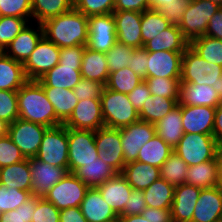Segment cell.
<instances>
[{
	"instance_id": "cell-16",
	"label": "cell",
	"mask_w": 222,
	"mask_h": 222,
	"mask_svg": "<svg viewBox=\"0 0 222 222\" xmlns=\"http://www.w3.org/2000/svg\"><path fill=\"white\" fill-rule=\"evenodd\" d=\"M29 165L32 178L31 195L38 197H44L69 172L65 168L50 165L36 158H29Z\"/></svg>"
},
{
	"instance_id": "cell-55",
	"label": "cell",
	"mask_w": 222,
	"mask_h": 222,
	"mask_svg": "<svg viewBox=\"0 0 222 222\" xmlns=\"http://www.w3.org/2000/svg\"><path fill=\"white\" fill-rule=\"evenodd\" d=\"M190 2L191 0H174L172 3L162 6L159 11L171 25L179 27Z\"/></svg>"
},
{
	"instance_id": "cell-11",
	"label": "cell",
	"mask_w": 222,
	"mask_h": 222,
	"mask_svg": "<svg viewBox=\"0 0 222 222\" xmlns=\"http://www.w3.org/2000/svg\"><path fill=\"white\" fill-rule=\"evenodd\" d=\"M60 48L43 36L23 63L27 80H38L59 63Z\"/></svg>"
},
{
	"instance_id": "cell-37",
	"label": "cell",
	"mask_w": 222,
	"mask_h": 222,
	"mask_svg": "<svg viewBox=\"0 0 222 222\" xmlns=\"http://www.w3.org/2000/svg\"><path fill=\"white\" fill-rule=\"evenodd\" d=\"M174 151L157 134L139 150L137 161L161 167Z\"/></svg>"
},
{
	"instance_id": "cell-10",
	"label": "cell",
	"mask_w": 222,
	"mask_h": 222,
	"mask_svg": "<svg viewBox=\"0 0 222 222\" xmlns=\"http://www.w3.org/2000/svg\"><path fill=\"white\" fill-rule=\"evenodd\" d=\"M47 128L18 118L9 124L8 136L26 159L35 158Z\"/></svg>"
},
{
	"instance_id": "cell-49",
	"label": "cell",
	"mask_w": 222,
	"mask_h": 222,
	"mask_svg": "<svg viewBox=\"0 0 222 222\" xmlns=\"http://www.w3.org/2000/svg\"><path fill=\"white\" fill-rule=\"evenodd\" d=\"M39 198L38 196L32 195L17 209L0 214V222H32L36 202Z\"/></svg>"
},
{
	"instance_id": "cell-66",
	"label": "cell",
	"mask_w": 222,
	"mask_h": 222,
	"mask_svg": "<svg viewBox=\"0 0 222 222\" xmlns=\"http://www.w3.org/2000/svg\"><path fill=\"white\" fill-rule=\"evenodd\" d=\"M117 222H150L146 220L141 214L139 215H129L124 217H118Z\"/></svg>"
},
{
	"instance_id": "cell-5",
	"label": "cell",
	"mask_w": 222,
	"mask_h": 222,
	"mask_svg": "<svg viewBox=\"0 0 222 222\" xmlns=\"http://www.w3.org/2000/svg\"><path fill=\"white\" fill-rule=\"evenodd\" d=\"M221 75V65L208 63L190 46L183 53L180 83L204 84L215 87Z\"/></svg>"
},
{
	"instance_id": "cell-33",
	"label": "cell",
	"mask_w": 222,
	"mask_h": 222,
	"mask_svg": "<svg viewBox=\"0 0 222 222\" xmlns=\"http://www.w3.org/2000/svg\"><path fill=\"white\" fill-rule=\"evenodd\" d=\"M27 81L23 63L3 52L0 55V90L18 91Z\"/></svg>"
},
{
	"instance_id": "cell-57",
	"label": "cell",
	"mask_w": 222,
	"mask_h": 222,
	"mask_svg": "<svg viewBox=\"0 0 222 222\" xmlns=\"http://www.w3.org/2000/svg\"><path fill=\"white\" fill-rule=\"evenodd\" d=\"M85 47L83 45H75L60 48L59 64L81 66Z\"/></svg>"
},
{
	"instance_id": "cell-3",
	"label": "cell",
	"mask_w": 222,
	"mask_h": 222,
	"mask_svg": "<svg viewBox=\"0 0 222 222\" xmlns=\"http://www.w3.org/2000/svg\"><path fill=\"white\" fill-rule=\"evenodd\" d=\"M100 99L106 127L122 128L140 120L139 112L128 99V94L104 87Z\"/></svg>"
},
{
	"instance_id": "cell-60",
	"label": "cell",
	"mask_w": 222,
	"mask_h": 222,
	"mask_svg": "<svg viewBox=\"0 0 222 222\" xmlns=\"http://www.w3.org/2000/svg\"><path fill=\"white\" fill-rule=\"evenodd\" d=\"M149 9L147 0H115L114 11H138Z\"/></svg>"
},
{
	"instance_id": "cell-22",
	"label": "cell",
	"mask_w": 222,
	"mask_h": 222,
	"mask_svg": "<svg viewBox=\"0 0 222 222\" xmlns=\"http://www.w3.org/2000/svg\"><path fill=\"white\" fill-rule=\"evenodd\" d=\"M96 188L117 215L124 210L133 189L121 173H117Z\"/></svg>"
},
{
	"instance_id": "cell-18",
	"label": "cell",
	"mask_w": 222,
	"mask_h": 222,
	"mask_svg": "<svg viewBox=\"0 0 222 222\" xmlns=\"http://www.w3.org/2000/svg\"><path fill=\"white\" fill-rule=\"evenodd\" d=\"M180 109L184 133L213 135L216 108L180 105Z\"/></svg>"
},
{
	"instance_id": "cell-15",
	"label": "cell",
	"mask_w": 222,
	"mask_h": 222,
	"mask_svg": "<svg viewBox=\"0 0 222 222\" xmlns=\"http://www.w3.org/2000/svg\"><path fill=\"white\" fill-rule=\"evenodd\" d=\"M64 125L67 128L91 131H96L105 126L102 117L101 99L91 98L78 101Z\"/></svg>"
},
{
	"instance_id": "cell-21",
	"label": "cell",
	"mask_w": 222,
	"mask_h": 222,
	"mask_svg": "<svg viewBox=\"0 0 222 222\" xmlns=\"http://www.w3.org/2000/svg\"><path fill=\"white\" fill-rule=\"evenodd\" d=\"M192 222H222V190L218 186L201 189Z\"/></svg>"
},
{
	"instance_id": "cell-13",
	"label": "cell",
	"mask_w": 222,
	"mask_h": 222,
	"mask_svg": "<svg viewBox=\"0 0 222 222\" xmlns=\"http://www.w3.org/2000/svg\"><path fill=\"white\" fill-rule=\"evenodd\" d=\"M88 42L93 51L108 52L117 42L116 22L112 13L88 17Z\"/></svg>"
},
{
	"instance_id": "cell-8",
	"label": "cell",
	"mask_w": 222,
	"mask_h": 222,
	"mask_svg": "<svg viewBox=\"0 0 222 222\" xmlns=\"http://www.w3.org/2000/svg\"><path fill=\"white\" fill-rule=\"evenodd\" d=\"M69 172L98 158L95 131L67 128Z\"/></svg>"
},
{
	"instance_id": "cell-23",
	"label": "cell",
	"mask_w": 222,
	"mask_h": 222,
	"mask_svg": "<svg viewBox=\"0 0 222 222\" xmlns=\"http://www.w3.org/2000/svg\"><path fill=\"white\" fill-rule=\"evenodd\" d=\"M80 209L87 222H117L118 215L104 201L96 187H90L81 202Z\"/></svg>"
},
{
	"instance_id": "cell-27",
	"label": "cell",
	"mask_w": 222,
	"mask_h": 222,
	"mask_svg": "<svg viewBox=\"0 0 222 222\" xmlns=\"http://www.w3.org/2000/svg\"><path fill=\"white\" fill-rule=\"evenodd\" d=\"M189 46V41L183 36L179 27L171 25L155 36V38L146 42L143 47L147 52H185Z\"/></svg>"
},
{
	"instance_id": "cell-34",
	"label": "cell",
	"mask_w": 222,
	"mask_h": 222,
	"mask_svg": "<svg viewBox=\"0 0 222 222\" xmlns=\"http://www.w3.org/2000/svg\"><path fill=\"white\" fill-rule=\"evenodd\" d=\"M73 174L89 188H94L115 176L117 172L105 161L97 158L90 163H86L85 166L78 167Z\"/></svg>"
},
{
	"instance_id": "cell-4",
	"label": "cell",
	"mask_w": 222,
	"mask_h": 222,
	"mask_svg": "<svg viewBox=\"0 0 222 222\" xmlns=\"http://www.w3.org/2000/svg\"><path fill=\"white\" fill-rule=\"evenodd\" d=\"M218 148V143L213 135L184 133L174 148V152L188 166H193L216 158Z\"/></svg>"
},
{
	"instance_id": "cell-20",
	"label": "cell",
	"mask_w": 222,
	"mask_h": 222,
	"mask_svg": "<svg viewBox=\"0 0 222 222\" xmlns=\"http://www.w3.org/2000/svg\"><path fill=\"white\" fill-rule=\"evenodd\" d=\"M200 193L201 188L186 183L174 188L171 206L172 222H192Z\"/></svg>"
},
{
	"instance_id": "cell-9",
	"label": "cell",
	"mask_w": 222,
	"mask_h": 222,
	"mask_svg": "<svg viewBox=\"0 0 222 222\" xmlns=\"http://www.w3.org/2000/svg\"><path fill=\"white\" fill-rule=\"evenodd\" d=\"M89 187L73 173L68 172L43 197L60 211L71 207H80Z\"/></svg>"
},
{
	"instance_id": "cell-53",
	"label": "cell",
	"mask_w": 222,
	"mask_h": 222,
	"mask_svg": "<svg viewBox=\"0 0 222 222\" xmlns=\"http://www.w3.org/2000/svg\"><path fill=\"white\" fill-rule=\"evenodd\" d=\"M32 222H60V210L51 202L40 197L36 202Z\"/></svg>"
},
{
	"instance_id": "cell-42",
	"label": "cell",
	"mask_w": 222,
	"mask_h": 222,
	"mask_svg": "<svg viewBox=\"0 0 222 222\" xmlns=\"http://www.w3.org/2000/svg\"><path fill=\"white\" fill-rule=\"evenodd\" d=\"M188 168L187 163L173 151L160 167V178H163L174 187L179 186L186 183Z\"/></svg>"
},
{
	"instance_id": "cell-14",
	"label": "cell",
	"mask_w": 222,
	"mask_h": 222,
	"mask_svg": "<svg viewBox=\"0 0 222 222\" xmlns=\"http://www.w3.org/2000/svg\"><path fill=\"white\" fill-rule=\"evenodd\" d=\"M125 164L137 161L139 150L156 134L155 125L139 120L119 128Z\"/></svg>"
},
{
	"instance_id": "cell-50",
	"label": "cell",
	"mask_w": 222,
	"mask_h": 222,
	"mask_svg": "<svg viewBox=\"0 0 222 222\" xmlns=\"http://www.w3.org/2000/svg\"><path fill=\"white\" fill-rule=\"evenodd\" d=\"M0 16L19 17L28 21L32 18V0H0Z\"/></svg>"
},
{
	"instance_id": "cell-26",
	"label": "cell",
	"mask_w": 222,
	"mask_h": 222,
	"mask_svg": "<svg viewBox=\"0 0 222 222\" xmlns=\"http://www.w3.org/2000/svg\"><path fill=\"white\" fill-rule=\"evenodd\" d=\"M80 70L81 66H69L58 63L36 81L42 87L74 89L82 79Z\"/></svg>"
},
{
	"instance_id": "cell-67",
	"label": "cell",
	"mask_w": 222,
	"mask_h": 222,
	"mask_svg": "<svg viewBox=\"0 0 222 222\" xmlns=\"http://www.w3.org/2000/svg\"><path fill=\"white\" fill-rule=\"evenodd\" d=\"M149 4V9L159 10L162 6L172 3L174 0H147Z\"/></svg>"
},
{
	"instance_id": "cell-58",
	"label": "cell",
	"mask_w": 222,
	"mask_h": 222,
	"mask_svg": "<svg viewBox=\"0 0 222 222\" xmlns=\"http://www.w3.org/2000/svg\"><path fill=\"white\" fill-rule=\"evenodd\" d=\"M148 52L144 47L134 48L133 59H130L129 68L142 80L147 77Z\"/></svg>"
},
{
	"instance_id": "cell-32",
	"label": "cell",
	"mask_w": 222,
	"mask_h": 222,
	"mask_svg": "<svg viewBox=\"0 0 222 222\" xmlns=\"http://www.w3.org/2000/svg\"><path fill=\"white\" fill-rule=\"evenodd\" d=\"M182 124V114L178 104L155 124L156 134L174 149L184 135Z\"/></svg>"
},
{
	"instance_id": "cell-45",
	"label": "cell",
	"mask_w": 222,
	"mask_h": 222,
	"mask_svg": "<svg viewBox=\"0 0 222 222\" xmlns=\"http://www.w3.org/2000/svg\"><path fill=\"white\" fill-rule=\"evenodd\" d=\"M133 51V47L116 42L114 46L105 53L109 74L128 67L130 59H133Z\"/></svg>"
},
{
	"instance_id": "cell-54",
	"label": "cell",
	"mask_w": 222,
	"mask_h": 222,
	"mask_svg": "<svg viewBox=\"0 0 222 222\" xmlns=\"http://www.w3.org/2000/svg\"><path fill=\"white\" fill-rule=\"evenodd\" d=\"M104 85L89 79L82 78L81 81L74 87L73 92L75 96L80 100L88 99H100Z\"/></svg>"
},
{
	"instance_id": "cell-17",
	"label": "cell",
	"mask_w": 222,
	"mask_h": 222,
	"mask_svg": "<svg viewBox=\"0 0 222 222\" xmlns=\"http://www.w3.org/2000/svg\"><path fill=\"white\" fill-rule=\"evenodd\" d=\"M184 52H148L147 77L181 79Z\"/></svg>"
},
{
	"instance_id": "cell-62",
	"label": "cell",
	"mask_w": 222,
	"mask_h": 222,
	"mask_svg": "<svg viewBox=\"0 0 222 222\" xmlns=\"http://www.w3.org/2000/svg\"><path fill=\"white\" fill-rule=\"evenodd\" d=\"M205 36L222 40V7L210 18Z\"/></svg>"
},
{
	"instance_id": "cell-29",
	"label": "cell",
	"mask_w": 222,
	"mask_h": 222,
	"mask_svg": "<svg viewBox=\"0 0 222 222\" xmlns=\"http://www.w3.org/2000/svg\"><path fill=\"white\" fill-rule=\"evenodd\" d=\"M47 99L54 107L56 114V126L64 124L75 109L78 98L73 89L55 87H43Z\"/></svg>"
},
{
	"instance_id": "cell-44",
	"label": "cell",
	"mask_w": 222,
	"mask_h": 222,
	"mask_svg": "<svg viewBox=\"0 0 222 222\" xmlns=\"http://www.w3.org/2000/svg\"><path fill=\"white\" fill-rule=\"evenodd\" d=\"M145 81L149 87L151 95L177 99L179 101L180 79L146 77Z\"/></svg>"
},
{
	"instance_id": "cell-51",
	"label": "cell",
	"mask_w": 222,
	"mask_h": 222,
	"mask_svg": "<svg viewBox=\"0 0 222 222\" xmlns=\"http://www.w3.org/2000/svg\"><path fill=\"white\" fill-rule=\"evenodd\" d=\"M18 118L17 91L0 90V119L11 124Z\"/></svg>"
},
{
	"instance_id": "cell-56",
	"label": "cell",
	"mask_w": 222,
	"mask_h": 222,
	"mask_svg": "<svg viewBox=\"0 0 222 222\" xmlns=\"http://www.w3.org/2000/svg\"><path fill=\"white\" fill-rule=\"evenodd\" d=\"M146 199L142 190L132 189L129 201L124 207V210L118 215L119 217L129 215H139L146 208Z\"/></svg>"
},
{
	"instance_id": "cell-69",
	"label": "cell",
	"mask_w": 222,
	"mask_h": 222,
	"mask_svg": "<svg viewBox=\"0 0 222 222\" xmlns=\"http://www.w3.org/2000/svg\"><path fill=\"white\" fill-rule=\"evenodd\" d=\"M213 88L216 90L220 100L222 101V75L219 76V80L216 82V85Z\"/></svg>"
},
{
	"instance_id": "cell-12",
	"label": "cell",
	"mask_w": 222,
	"mask_h": 222,
	"mask_svg": "<svg viewBox=\"0 0 222 222\" xmlns=\"http://www.w3.org/2000/svg\"><path fill=\"white\" fill-rule=\"evenodd\" d=\"M95 145L98 149V158L105 161L117 173H121L125 160L119 128L103 126L96 130Z\"/></svg>"
},
{
	"instance_id": "cell-25",
	"label": "cell",
	"mask_w": 222,
	"mask_h": 222,
	"mask_svg": "<svg viewBox=\"0 0 222 222\" xmlns=\"http://www.w3.org/2000/svg\"><path fill=\"white\" fill-rule=\"evenodd\" d=\"M222 101L212 86L180 83L179 105L208 106L216 108Z\"/></svg>"
},
{
	"instance_id": "cell-7",
	"label": "cell",
	"mask_w": 222,
	"mask_h": 222,
	"mask_svg": "<svg viewBox=\"0 0 222 222\" xmlns=\"http://www.w3.org/2000/svg\"><path fill=\"white\" fill-rule=\"evenodd\" d=\"M220 8L221 6L210 0H191L179 26L189 43L193 39L205 35L210 18Z\"/></svg>"
},
{
	"instance_id": "cell-68",
	"label": "cell",
	"mask_w": 222,
	"mask_h": 222,
	"mask_svg": "<svg viewBox=\"0 0 222 222\" xmlns=\"http://www.w3.org/2000/svg\"><path fill=\"white\" fill-rule=\"evenodd\" d=\"M9 123L5 120L0 119V138L8 135Z\"/></svg>"
},
{
	"instance_id": "cell-41",
	"label": "cell",
	"mask_w": 222,
	"mask_h": 222,
	"mask_svg": "<svg viewBox=\"0 0 222 222\" xmlns=\"http://www.w3.org/2000/svg\"><path fill=\"white\" fill-rule=\"evenodd\" d=\"M190 47L208 63L222 66V40L204 35L193 39Z\"/></svg>"
},
{
	"instance_id": "cell-59",
	"label": "cell",
	"mask_w": 222,
	"mask_h": 222,
	"mask_svg": "<svg viewBox=\"0 0 222 222\" xmlns=\"http://www.w3.org/2000/svg\"><path fill=\"white\" fill-rule=\"evenodd\" d=\"M151 96V92L145 80H143L136 88L128 94V99L132 103L136 111L140 112L143 104L148 97Z\"/></svg>"
},
{
	"instance_id": "cell-24",
	"label": "cell",
	"mask_w": 222,
	"mask_h": 222,
	"mask_svg": "<svg viewBox=\"0 0 222 222\" xmlns=\"http://www.w3.org/2000/svg\"><path fill=\"white\" fill-rule=\"evenodd\" d=\"M38 25V30L25 26L3 52L12 59L24 63L44 36L42 24L38 23Z\"/></svg>"
},
{
	"instance_id": "cell-30",
	"label": "cell",
	"mask_w": 222,
	"mask_h": 222,
	"mask_svg": "<svg viewBox=\"0 0 222 222\" xmlns=\"http://www.w3.org/2000/svg\"><path fill=\"white\" fill-rule=\"evenodd\" d=\"M80 71L82 78L97 81L105 86L109 78L105 53L85 47Z\"/></svg>"
},
{
	"instance_id": "cell-52",
	"label": "cell",
	"mask_w": 222,
	"mask_h": 222,
	"mask_svg": "<svg viewBox=\"0 0 222 222\" xmlns=\"http://www.w3.org/2000/svg\"><path fill=\"white\" fill-rule=\"evenodd\" d=\"M25 157L8 135L0 138V168L23 161Z\"/></svg>"
},
{
	"instance_id": "cell-46",
	"label": "cell",
	"mask_w": 222,
	"mask_h": 222,
	"mask_svg": "<svg viewBox=\"0 0 222 222\" xmlns=\"http://www.w3.org/2000/svg\"><path fill=\"white\" fill-rule=\"evenodd\" d=\"M28 22L24 18L0 16V49L4 51L12 40L27 26Z\"/></svg>"
},
{
	"instance_id": "cell-63",
	"label": "cell",
	"mask_w": 222,
	"mask_h": 222,
	"mask_svg": "<svg viewBox=\"0 0 222 222\" xmlns=\"http://www.w3.org/2000/svg\"><path fill=\"white\" fill-rule=\"evenodd\" d=\"M60 222H87L80 207H71L60 211Z\"/></svg>"
},
{
	"instance_id": "cell-2",
	"label": "cell",
	"mask_w": 222,
	"mask_h": 222,
	"mask_svg": "<svg viewBox=\"0 0 222 222\" xmlns=\"http://www.w3.org/2000/svg\"><path fill=\"white\" fill-rule=\"evenodd\" d=\"M17 99L19 119L48 128L56 126L54 107L47 99L43 87L36 80H28L17 91Z\"/></svg>"
},
{
	"instance_id": "cell-35",
	"label": "cell",
	"mask_w": 222,
	"mask_h": 222,
	"mask_svg": "<svg viewBox=\"0 0 222 222\" xmlns=\"http://www.w3.org/2000/svg\"><path fill=\"white\" fill-rule=\"evenodd\" d=\"M186 184L201 189L218 186V170L216 158L197 165L189 166Z\"/></svg>"
},
{
	"instance_id": "cell-36",
	"label": "cell",
	"mask_w": 222,
	"mask_h": 222,
	"mask_svg": "<svg viewBox=\"0 0 222 222\" xmlns=\"http://www.w3.org/2000/svg\"><path fill=\"white\" fill-rule=\"evenodd\" d=\"M174 186L163 178L154 181L149 187L143 190L146 199V206L150 208L171 209Z\"/></svg>"
},
{
	"instance_id": "cell-40",
	"label": "cell",
	"mask_w": 222,
	"mask_h": 222,
	"mask_svg": "<svg viewBox=\"0 0 222 222\" xmlns=\"http://www.w3.org/2000/svg\"><path fill=\"white\" fill-rule=\"evenodd\" d=\"M171 24L157 9H148L142 12L141 18V36L142 47L146 42L152 40L160 32L169 28Z\"/></svg>"
},
{
	"instance_id": "cell-70",
	"label": "cell",
	"mask_w": 222,
	"mask_h": 222,
	"mask_svg": "<svg viewBox=\"0 0 222 222\" xmlns=\"http://www.w3.org/2000/svg\"><path fill=\"white\" fill-rule=\"evenodd\" d=\"M211 2H214L222 7V0H210Z\"/></svg>"
},
{
	"instance_id": "cell-48",
	"label": "cell",
	"mask_w": 222,
	"mask_h": 222,
	"mask_svg": "<svg viewBox=\"0 0 222 222\" xmlns=\"http://www.w3.org/2000/svg\"><path fill=\"white\" fill-rule=\"evenodd\" d=\"M115 0H74V7L87 17L113 13Z\"/></svg>"
},
{
	"instance_id": "cell-28",
	"label": "cell",
	"mask_w": 222,
	"mask_h": 222,
	"mask_svg": "<svg viewBox=\"0 0 222 222\" xmlns=\"http://www.w3.org/2000/svg\"><path fill=\"white\" fill-rule=\"evenodd\" d=\"M121 174L133 189L143 191L160 178V168L133 161L125 164Z\"/></svg>"
},
{
	"instance_id": "cell-31",
	"label": "cell",
	"mask_w": 222,
	"mask_h": 222,
	"mask_svg": "<svg viewBox=\"0 0 222 222\" xmlns=\"http://www.w3.org/2000/svg\"><path fill=\"white\" fill-rule=\"evenodd\" d=\"M0 183L7 188L26 190L31 193L32 178L29 159L0 168Z\"/></svg>"
},
{
	"instance_id": "cell-6",
	"label": "cell",
	"mask_w": 222,
	"mask_h": 222,
	"mask_svg": "<svg viewBox=\"0 0 222 222\" xmlns=\"http://www.w3.org/2000/svg\"><path fill=\"white\" fill-rule=\"evenodd\" d=\"M68 136L64 124L47 128L36 159L69 171Z\"/></svg>"
},
{
	"instance_id": "cell-38",
	"label": "cell",
	"mask_w": 222,
	"mask_h": 222,
	"mask_svg": "<svg viewBox=\"0 0 222 222\" xmlns=\"http://www.w3.org/2000/svg\"><path fill=\"white\" fill-rule=\"evenodd\" d=\"M178 105L177 99L164 98L156 95L148 97L139 112V118L152 124H156L166 114Z\"/></svg>"
},
{
	"instance_id": "cell-19",
	"label": "cell",
	"mask_w": 222,
	"mask_h": 222,
	"mask_svg": "<svg viewBox=\"0 0 222 222\" xmlns=\"http://www.w3.org/2000/svg\"><path fill=\"white\" fill-rule=\"evenodd\" d=\"M117 42L133 48L142 47L141 18L138 11H113Z\"/></svg>"
},
{
	"instance_id": "cell-1",
	"label": "cell",
	"mask_w": 222,
	"mask_h": 222,
	"mask_svg": "<svg viewBox=\"0 0 222 222\" xmlns=\"http://www.w3.org/2000/svg\"><path fill=\"white\" fill-rule=\"evenodd\" d=\"M44 36L59 48L75 45L86 46L88 42V17L73 7L42 23Z\"/></svg>"
},
{
	"instance_id": "cell-61",
	"label": "cell",
	"mask_w": 222,
	"mask_h": 222,
	"mask_svg": "<svg viewBox=\"0 0 222 222\" xmlns=\"http://www.w3.org/2000/svg\"><path fill=\"white\" fill-rule=\"evenodd\" d=\"M141 215L150 222H172L171 209L146 207Z\"/></svg>"
},
{
	"instance_id": "cell-64",
	"label": "cell",
	"mask_w": 222,
	"mask_h": 222,
	"mask_svg": "<svg viewBox=\"0 0 222 222\" xmlns=\"http://www.w3.org/2000/svg\"><path fill=\"white\" fill-rule=\"evenodd\" d=\"M213 136L215 137L218 146L222 147V103L219 104L215 110Z\"/></svg>"
},
{
	"instance_id": "cell-39",
	"label": "cell",
	"mask_w": 222,
	"mask_h": 222,
	"mask_svg": "<svg viewBox=\"0 0 222 222\" xmlns=\"http://www.w3.org/2000/svg\"><path fill=\"white\" fill-rule=\"evenodd\" d=\"M74 7V0H32V18L37 23L68 12Z\"/></svg>"
},
{
	"instance_id": "cell-65",
	"label": "cell",
	"mask_w": 222,
	"mask_h": 222,
	"mask_svg": "<svg viewBox=\"0 0 222 222\" xmlns=\"http://www.w3.org/2000/svg\"><path fill=\"white\" fill-rule=\"evenodd\" d=\"M218 170V188L222 190V147H219L216 153Z\"/></svg>"
},
{
	"instance_id": "cell-43",
	"label": "cell",
	"mask_w": 222,
	"mask_h": 222,
	"mask_svg": "<svg viewBox=\"0 0 222 222\" xmlns=\"http://www.w3.org/2000/svg\"><path fill=\"white\" fill-rule=\"evenodd\" d=\"M143 80L138 77L129 67H125L109 74L105 87L116 92L129 94Z\"/></svg>"
},
{
	"instance_id": "cell-47",
	"label": "cell",
	"mask_w": 222,
	"mask_h": 222,
	"mask_svg": "<svg viewBox=\"0 0 222 222\" xmlns=\"http://www.w3.org/2000/svg\"><path fill=\"white\" fill-rule=\"evenodd\" d=\"M31 196L29 191L7 188L0 183V214L17 209Z\"/></svg>"
}]
</instances>
